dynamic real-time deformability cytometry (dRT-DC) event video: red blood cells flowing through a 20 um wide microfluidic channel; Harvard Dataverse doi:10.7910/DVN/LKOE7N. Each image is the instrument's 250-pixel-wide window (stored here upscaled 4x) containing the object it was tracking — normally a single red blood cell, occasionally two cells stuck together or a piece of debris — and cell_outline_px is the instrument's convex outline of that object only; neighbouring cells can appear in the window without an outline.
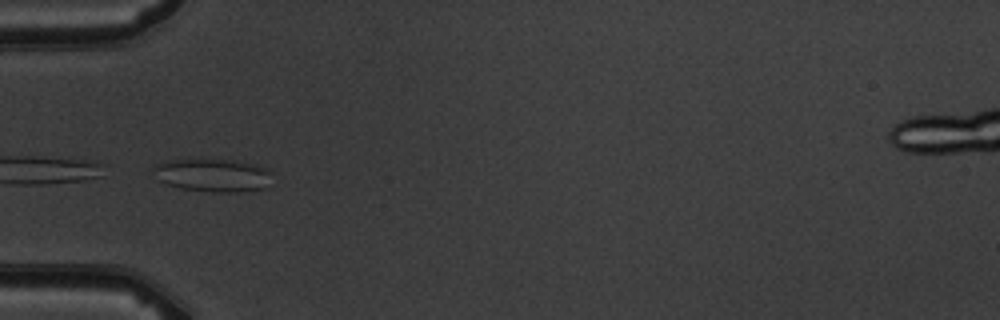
{"species": "common noctule bat (a hibernating species)", "species_latin": "Nyctalus noctula", "temperature_condition": "warm", "stored_images_in_passage": 9, "camera_frame_rate_fps": 3000, "um_per_image_px": 0.085, "animal": {"sex": "male", "body_mass_g": 19.5, "forearm_length_mm": 54.6}, "frame": {"image": 1, "passage_image": 6, "time_ms": 5.667, "image_size_px": [1000, 320], "cell_outline_px": [[272, 172], [264, 188], [240, 192], [212, 192], [180, 188], [168, 184], [160, 180], [152, 168], [156, 164], [168, 160], [192, 156], [232, 160], [256, 164]], "centroid_in_image_um": [18.04, 14.84], "position_along_channel_um": 67.0, "area_um2": 23.41}}
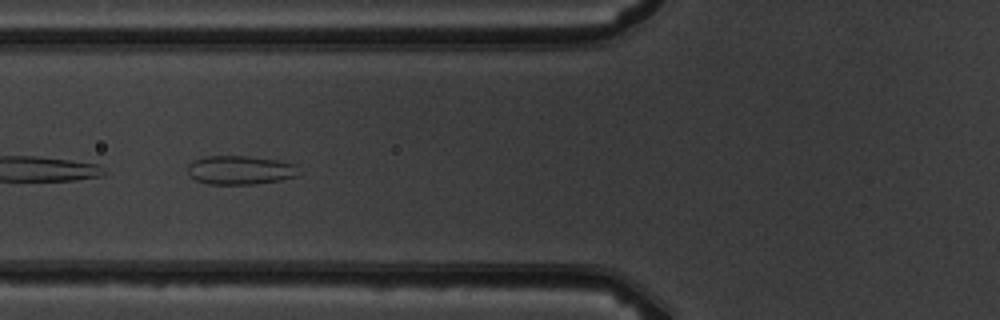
{"frame": {"image": 2, "passage_image": 7, "time_ms": 6.667, "image_size_px": [1000, 320], "cell_outline_px": [[300, 176], [280, 180], [256, 184], [208, 184], [196, 180], [188, 172], [188, 164], [192, 160], [204, 156], [248, 156], [276, 160], [296, 164], [300, 172]], "centroid_in_image_um": [20.44, 14.45], "position_along_channel_um": 105.4, "area_um2": 18.84}}
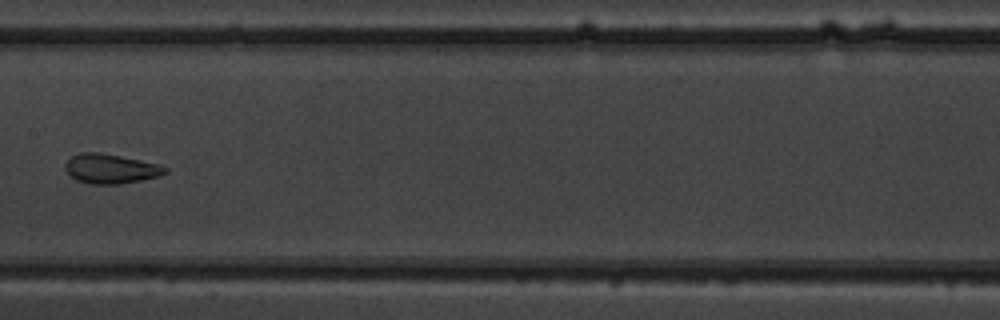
{"frame": {"image": 3, "passage_image": 9, "time_ms": 9.0, "image_size_px": [1000, 320], "cell_outline_px": [[168, 172], [160, 176], [120, 184], [88, 184], [76, 180], [64, 168], [64, 164], [72, 156], [80, 152], [100, 152], [160, 164], [168, 168]], "centroid_in_image_um": [9.42, 14.34], "position_along_channel_um": 198.0, "area_um2": 17.28}}